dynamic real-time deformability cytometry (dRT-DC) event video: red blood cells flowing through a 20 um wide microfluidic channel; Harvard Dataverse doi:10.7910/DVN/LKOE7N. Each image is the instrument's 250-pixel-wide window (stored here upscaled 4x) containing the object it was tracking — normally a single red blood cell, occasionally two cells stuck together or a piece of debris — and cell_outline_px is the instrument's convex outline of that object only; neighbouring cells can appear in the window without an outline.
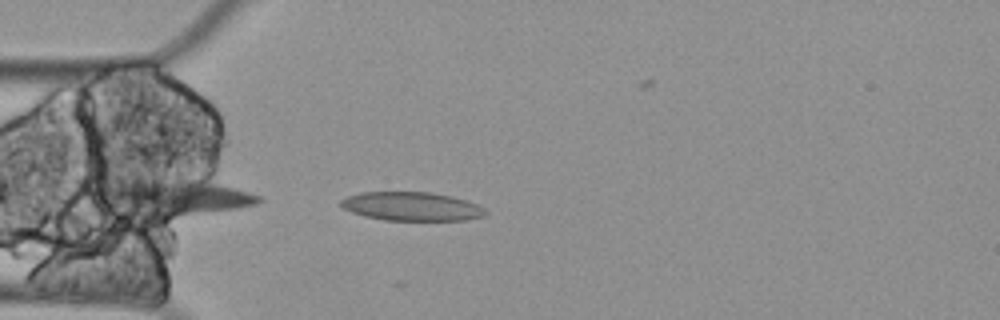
{"species": "Egyptian fruit bat (a non-hibernating species)", "species_latin": "Rousettus aegyptiacus", "temperature_condition": "cold", "stored_images_in_passage": 5, "camera_frame_rate_fps": 3000, "um_per_image_px": 0.085, "animal": {"sex": "female"}, "frame": {"image": 1, "passage_image": 1, "time_ms": 0.0, "image_size_px": [1000, 320], "cell_outline_px": [[488, 212], [484, 216], [468, 220], [384, 220], [364, 216], [352, 212], [344, 208], [340, 204], [340, 200], [348, 196], [360, 192], [428, 192], [452, 196], [476, 204], [484, 208]], "centroid_in_image_um": [34.99, 17.54], "position_along_channel_um": 50.0, "area_um2": 24.16}}